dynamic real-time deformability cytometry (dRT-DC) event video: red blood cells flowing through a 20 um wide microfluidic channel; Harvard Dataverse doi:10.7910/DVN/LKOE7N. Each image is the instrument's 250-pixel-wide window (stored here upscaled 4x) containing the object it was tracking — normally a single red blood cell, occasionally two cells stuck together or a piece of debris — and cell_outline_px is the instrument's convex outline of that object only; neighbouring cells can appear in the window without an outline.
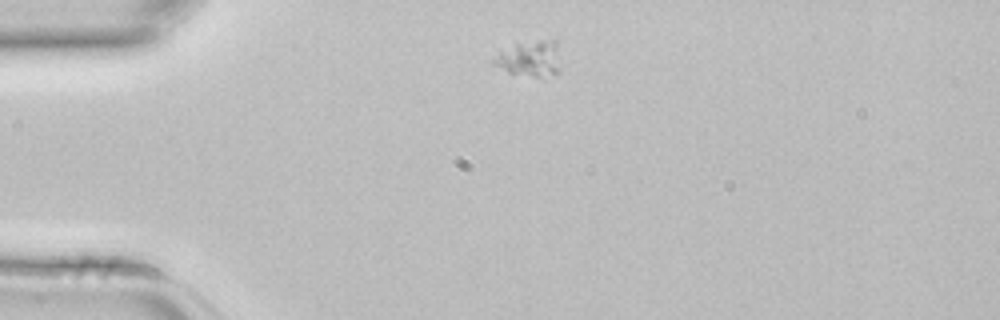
{"species": "common noctule bat (a hibernating species)", "species_latin": "Nyctalus noctula", "temperature_condition": "room temperature", "stored_images_in_passage": 2, "camera_frame_rate_fps": 3000, "um_per_image_px": 0.085, "animal": {"sex": "female", "body_mass_g": 22.7, "forearm_length_mm": 54.2}, "frame": {"image": 1, "passage_image": 1, "time_ms": 0.0, "image_size_px": [1000, 320], "cell_outline_px": [[560, 72], [544, 80], [508, 72], [492, 64], [492, 60], [500, 52], [516, 44], [540, 40], [560, 40]], "centroid_in_image_um": [45.16, 5.02], "position_along_channel_um": 39.8, "area_um2": 14.57}}